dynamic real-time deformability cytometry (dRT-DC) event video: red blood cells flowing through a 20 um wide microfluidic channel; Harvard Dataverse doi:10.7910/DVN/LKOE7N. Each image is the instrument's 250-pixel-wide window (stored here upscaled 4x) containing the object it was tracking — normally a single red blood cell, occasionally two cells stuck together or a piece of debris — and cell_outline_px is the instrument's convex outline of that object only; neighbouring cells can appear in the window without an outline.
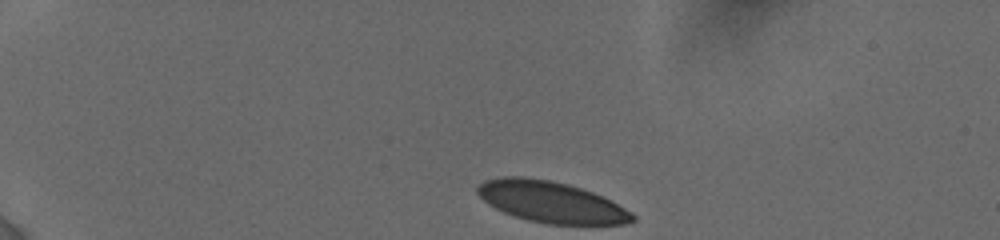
{"species": "human", "species_latin": "Homo sapiens", "temperature_condition": "cold", "stored_images_in_passage": 14, "camera_frame_rate_fps": 3000, "um_per_image_px": 0.085, "donor": {"sex": "female"}, "frame": {"image": 1, "passage_image": 1, "time_ms": 0.0, "image_size_px": [1000, 240], "cell_outline_px": [[636, 220], [624, 224], [548, 224], [528, 220], [504, 212], [488, 204], [476, 192], [476, 188], [484, 180], [504, 176], [524, 176], [548, 180], [568, 184], [592, 192], [632, 212], [636, 216]], "centroid_in_image_um": [46.82, 17.16], "position_along_channel_um": 38.2, "area_um2": 36.88}}
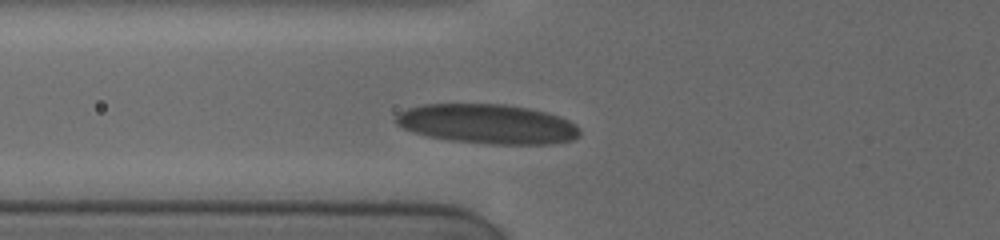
{"frame": {"image": 2, "passage_image": 10, "time_ms": 3.333, "image_size_px": [1000, 240], "cell_outline_px": [[580, 136], [572, 140], [552, 144], [492, 144], [448, 140], [428, 136], [412, 132], [396, 124], [396, 116], [400, 112], [408, 108], [424, 104], [504, 104], [528, 108], [548, 112], [560, 116], [576, 124], [580, 128]], "centroid_in_image_um": [41.47, 10.54], "position_along_channel_um": 84.3, "area_um2": 42.6}}
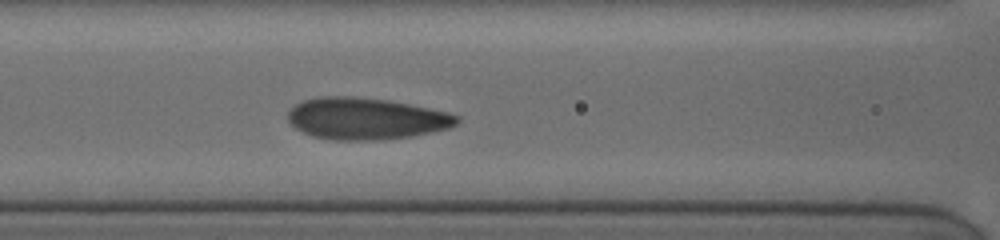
{"frame": {"image": 3, "passage_image": 14, "time_ms": 4.667, "image_size_px": [1000, 240], "cell_outline_px": [[460, 120], [456, 124], [448, 128], [432, 132], [412, 136], [384, 140], [336, 140], [312, 136], [300, 132], [288, 120], [288, 112], [296, 104], [304, 100], [316, 96], [352, 96], [388, 100], [448, 112], [460, 116]], "centroid_in_image_um": [31.1, 10.08], "position_along_channel_um": 135.5, "area_um2": 41.21}}